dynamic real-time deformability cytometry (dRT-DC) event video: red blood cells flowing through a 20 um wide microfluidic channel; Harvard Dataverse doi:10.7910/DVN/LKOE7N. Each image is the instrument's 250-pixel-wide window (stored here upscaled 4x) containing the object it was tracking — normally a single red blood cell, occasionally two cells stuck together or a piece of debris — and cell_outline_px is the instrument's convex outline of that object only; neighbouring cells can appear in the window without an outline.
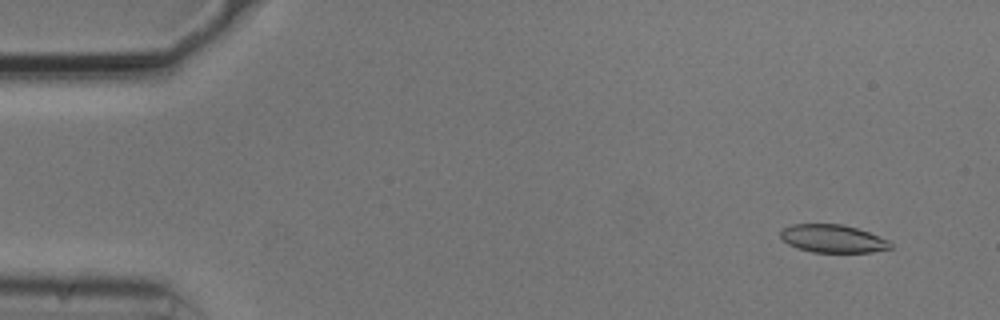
{"species": "common noctule bat (a hibernating species)", "species_latin": "Nyctalus noctula", "temperature_condition": "cold", "stored_images_in_passage": 17, "camera_frame_rate_fps": 3000, "um_per_image_px": 0.085, "animal": {"sex": "male", "body_mass_g": 20.5, "forearm_length_mm": 52.5}, "frame": {"image": 1, "passage_image": 4, "time_ms": 1.0, "image_size_px": [1000, 320], "cell_outline_px": [[892, 248], [872, 252], [812, 252], [788, 244], [780, 236], [780, 232], [784, 228], [792, 224], [840, 224], [856, 228], [880, 236], [888, 240], [892, 244]], "centroid_in_image_um": [70.81, 20.28], "position_along_channel_um": 14.2, "area_um2": 17.74}}
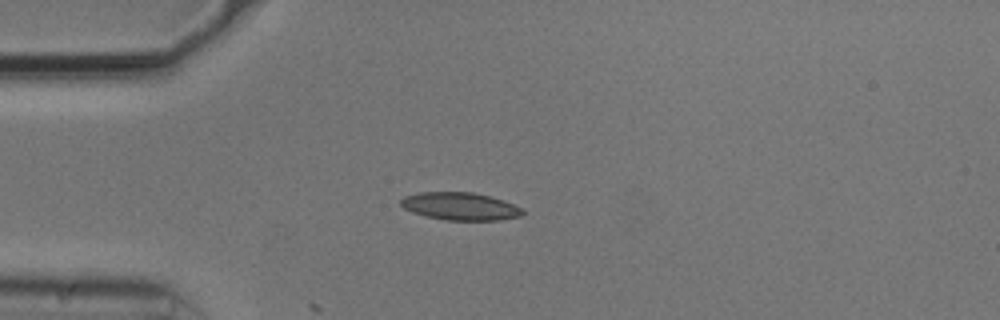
{"frame": {"image": 2, "passage_image": 14, "time_ms": 4.333, "image_size_px": [1000, 320], "cell_outline_px": [[524, 212], [520, 216], [500, 220], [444, 220], [412, 212], [404, 208], [400, 204], [400, 200], [404, 196], [420, 192], [472, 192], [504, 200], [520, 208]], "centroid_in_image_um": [39.09, 17.53], "position_along_channel_um": 45.9, "area_um2": 19.48}}